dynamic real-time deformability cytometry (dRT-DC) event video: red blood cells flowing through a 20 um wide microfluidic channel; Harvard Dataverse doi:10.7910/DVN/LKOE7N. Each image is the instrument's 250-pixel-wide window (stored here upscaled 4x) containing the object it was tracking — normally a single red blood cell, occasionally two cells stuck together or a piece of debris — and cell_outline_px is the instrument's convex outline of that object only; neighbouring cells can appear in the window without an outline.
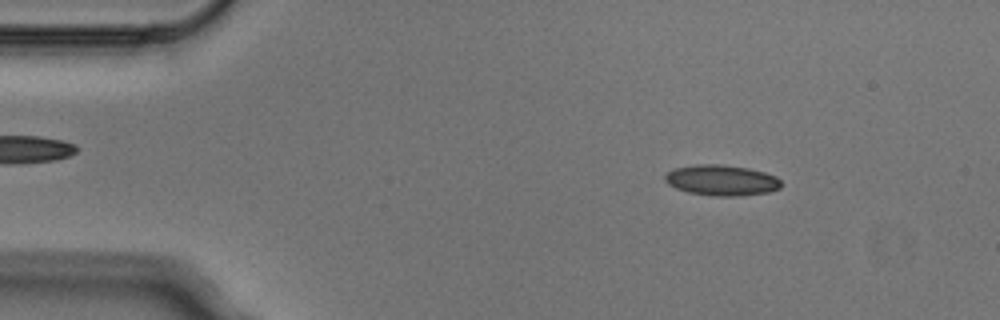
{"species": "Egyptian fruit bat (a non-hibernating species)", "species_latin": "Rousettus aegyptiacus", "temperature_condition": "cold", "stored_images_in_passage": 5, "camera_frame_rate_fps": 3000, "um_per_image_px": 0.085, "animal": {"sex": "male"}, "frame": {"image": 1, "passage_image": 2, "time_ms": 0.333, "image_size_px": [1000, 320], "cell_outline_px": [[780, 188], [768, 192], [740, 196], [712, 196], [688, 192], [676, 188], [668, 184], [664, 180], [664, 176], [672, 168], [696, 164], [724, 164], [748, 168], [764, 172], [776, 176], [780, 180]], "centroid_in_image_um": [61.31, 15.31], "position_along_channel_um": 23.7, "area_um2": 20.92}}
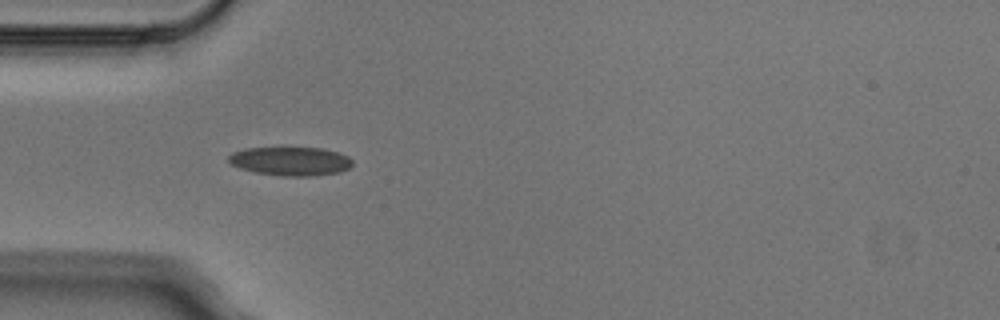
{"frame": {"image": 2, "passage_image": 4, "time_ms": 1.0, "image_size_px": [1000, 320], "cell_outline_px": [[352, 164], [348, 168], [340, 172], [312, 176], [280, 176], [256, 172], [240, 168], [228, 164], [228, 156], [232, 152], [244, 148], [320, 148], [336, 152], [348, 156], [352, 160]], "centroid_in_image_um": [24.65, 13.7], "position_along_channel_um": 60.3, "area_um2": 20.75}}
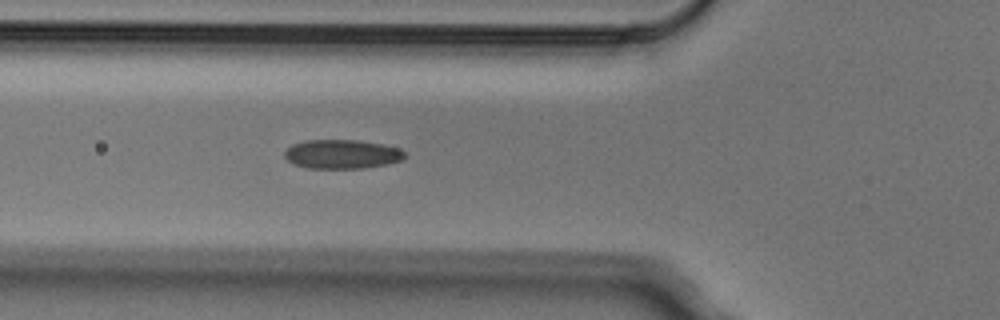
{"frame": {"image": 3, "passage_image": 5, "time_ms": 1.333, "image_size_px": [1000, 320], "cell_outline_px": [[408, 156], [404, 160], [388, 164], [364, 168], [308, 168], [292, 164], [284, 156], [284, 152], [292, 144], [304, 140], [360, 140], [384, 144], [396, 148], [404, 152]], "centroid_in_image_um": [29.08, 13.1], "position_along_channel_um": 96.7, "area_um2": 20.58}}